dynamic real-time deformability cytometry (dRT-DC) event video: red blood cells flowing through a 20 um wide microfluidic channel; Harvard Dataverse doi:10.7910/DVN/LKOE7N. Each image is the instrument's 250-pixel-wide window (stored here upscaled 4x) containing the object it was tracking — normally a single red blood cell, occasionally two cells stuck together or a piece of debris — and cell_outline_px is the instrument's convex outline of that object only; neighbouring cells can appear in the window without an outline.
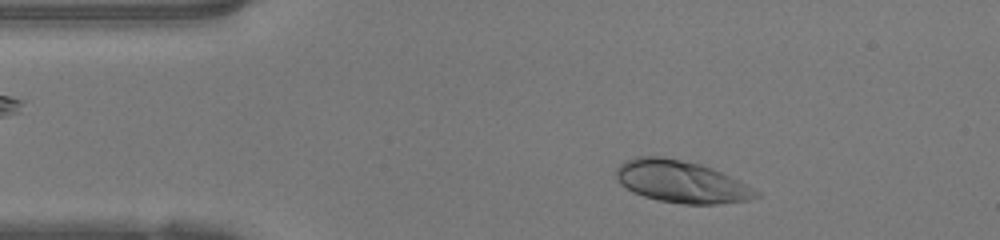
{"species": "human", "species_latin": "Homo sapiens", "temperature_condition": "warm", "stored_images_in_passage": 44, "camera_frame_rate_fps": 3000, "um_per_image_px": 0.085, "donor": {"sex": "female"}, "frame": {"image": 1, "passage_image": 4, "time_ms": 1.0, "image_size_px": [1000, 240], "cell_outline_px": [[760, 196], [748, 200], [716, 204], [684, 204], [660, 200], [644, 196], [632, 192], [620, 184], [616, 176], [616, 168], [624, 160], [636, 156], [660, 156], [700, 164], [712, 168], [760, 192]], "centroid_in_image_um": [57.85, 15.44], "position_along_channel_um": 27.1, "area_um2": 33.99}}
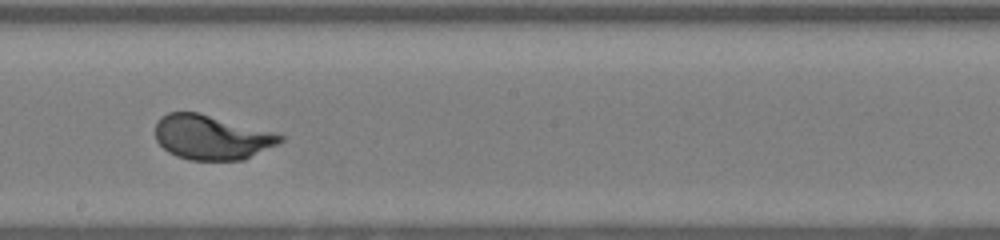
{"frame": {"image": 2, "passage_image": 22, "time_ms": 7.0, "image_size_px": [1000, 240], "cell_outline_px": [[284, 140], [244, 160], [188, 160], [176, 156], [168, 152], [156, 140], [156, 120], [160, 116], [168, 112], [200, 112], [276, 132], [284, 136]], "centroid_in_image_um": [17.98, 11.65], "position_along_channel_um": 230.2, "area_um2": 32.71}}
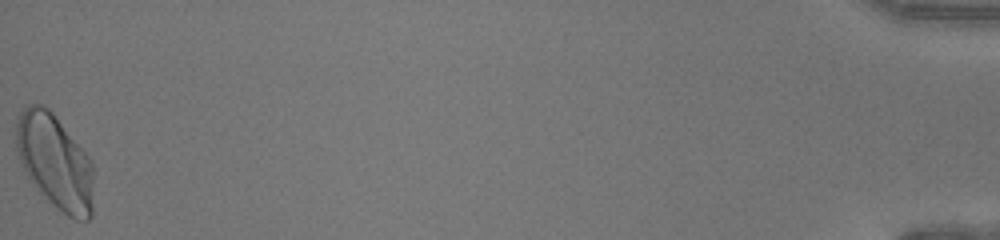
{"frame": {"image": 3, "passage_image": 44, "time_ms": 14.333, "image_size_px": [1000, 240], "cell_outline_px": [[92, 216], [88, 220], [76, 220], [68, 216], [40, 192], [24, 172], [16, 152], [16, 124], [20, 112], [28, 104], [40, 104], [48, 108], [52, 112], [92, 160]], "centroid_in_image_um": [4.66, 13.72], "position_along_channel_um": 430.5, "area_um2": 42.37}, "authors_computed_cell_mechanics": {"area_um2": 33.0038, "velocity_mm_per_s": 4.2318, "shape_relaxation_time_tau1_ms": 2.0825, "shape_relaxation_time_tau2_ms": null, "deformation_change_tau1": 0.1666, "deformation_change_tau2": null}}